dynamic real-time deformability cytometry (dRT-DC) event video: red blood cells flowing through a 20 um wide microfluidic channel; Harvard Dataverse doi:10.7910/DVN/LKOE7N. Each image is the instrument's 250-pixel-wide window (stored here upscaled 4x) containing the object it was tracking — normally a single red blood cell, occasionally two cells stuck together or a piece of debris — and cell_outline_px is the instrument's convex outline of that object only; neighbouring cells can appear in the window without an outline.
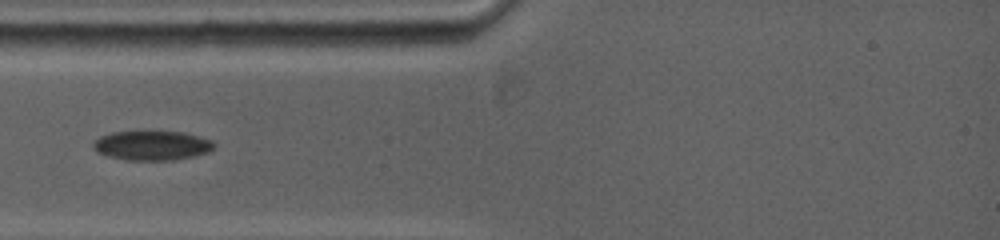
{"species": "common noctule bat (a hibernating species)", "species_latin": "Nyctalus noctula", "temperature_condition": "warm", "stored_images_in_passage": 17, "camera_frame_rate_fps": 5000, "um_per_image_px": 0.085, "animal": {"sex": "female", "body_mass_g": 19.0, "forearm_length_mm": 53.3}, "frame": {"image": 1, "passage_image": 3, "time_ms": 1.0, "image_size_px": [1000, 240], "cell_outline_px": [[216, 144], [208, 152], [196, 156], [172, 160], [128, 160], [108, 156], [96, 152], [92, 148], [92, 144], [100, 136], [112, 132], [184, 132], [200, 136], [212, 140]], "centroid_in_image_um": [12.93, 12.37], "position_along_channel_um": 72.1, "area_um2": 20.75}}
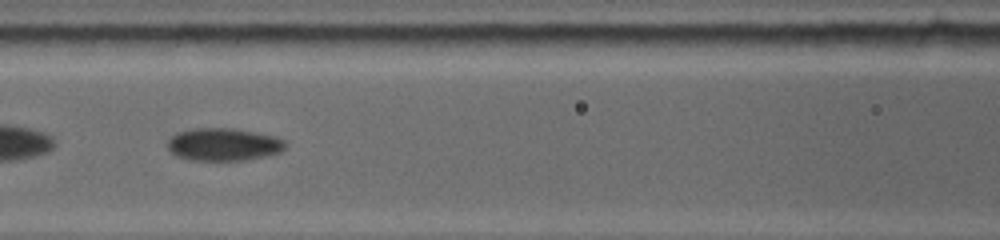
{"frame": {"image": 2, "passage_image": 8, "time_ms": 3.0, "image_size_px": [1000, 240], "cell_outline_px": [[284, 148], [280, 152], [264, 156], [244, 160], [192, 160], [176, 156], [168, 148], [168, 140], [176, 132], [192, 128], [236, 128], [276, 136], [284, 140]], "centroid_in_image_um": [18.98, 12.26], "position_along_channel_um": 147.6, "area_um2": 22.43}}
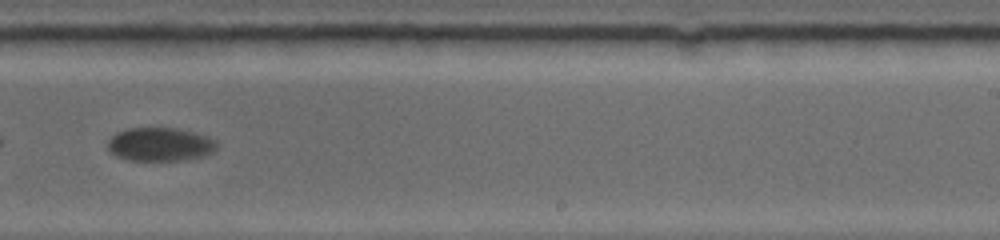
{"frame": {"image": 3, "passage_image": 15, "time_ms": 6.4, "image_size_px": [1000, 240], "cell_outline_px": [[216, 148], [212, 152], [204, 156], [180, 160], [128, 160], [116, 156], [108, 148], [108, 140], [116, 132], [128, 128], [176, 128], [196, 132], [208, 136], [216, 140]], "centroid_in_image_um": [13.61, 12.26], "position_along_channel_um": 275.4, "area_um2": 21.33}}